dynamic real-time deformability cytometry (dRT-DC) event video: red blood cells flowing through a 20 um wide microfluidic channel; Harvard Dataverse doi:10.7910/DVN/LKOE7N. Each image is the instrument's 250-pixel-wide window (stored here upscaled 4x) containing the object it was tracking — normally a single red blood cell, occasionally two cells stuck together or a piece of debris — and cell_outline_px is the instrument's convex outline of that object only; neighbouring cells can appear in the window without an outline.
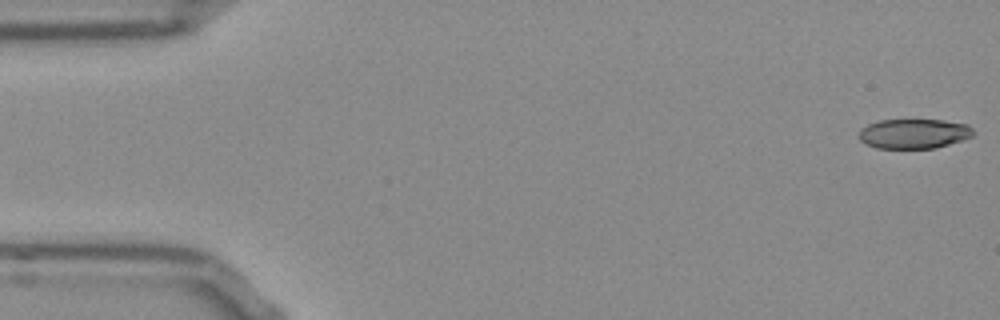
{"species": "Egyptian fruit bat (a non-hibernating species)", "species_latin": "Rousettus aegyptiacus", "temperature_condition": "room temperature", "stored_images_in_passage": 53, "camera_frame_rate_fps": 3000, "um_per_image_px": 0.085, "frame": {"image": 1, "passage_image": 1, "time_ms": 0.0, "image_size_px": [1000, 320], "cell_outline_px": [[976, 132], [972, 136], [936, 148], [876, 148], [860, 140], [860, 128], [868, 124], [880, 120], [944, 120], [968, 124]], "centroid_in_image_um": [77.7, 11.35], "position_along_channel_um": 7.3, "area_um2": 19.71}}
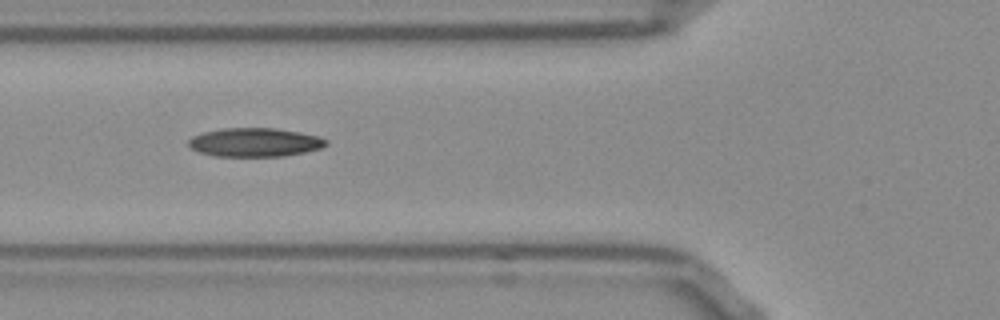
{"frame": {"image": 2, "passage_image": 19, "time_ms": 6.0, "image_size_px": [1000, 320], "cell_outline_px": [[328, 144], [320, 148], [304, 152], [284, 156], [216, 156], [200, 152], [192, 148], [188, 144], [188, 140], [192, 136], [204, 132], [220, 128], [276, 128], [300, 132], [320, 136], [328, 140]], "centroid_in_image_um": [21.68, 12.09], "position_along_channel_um": 104.1, "area_um2": 23.06}}
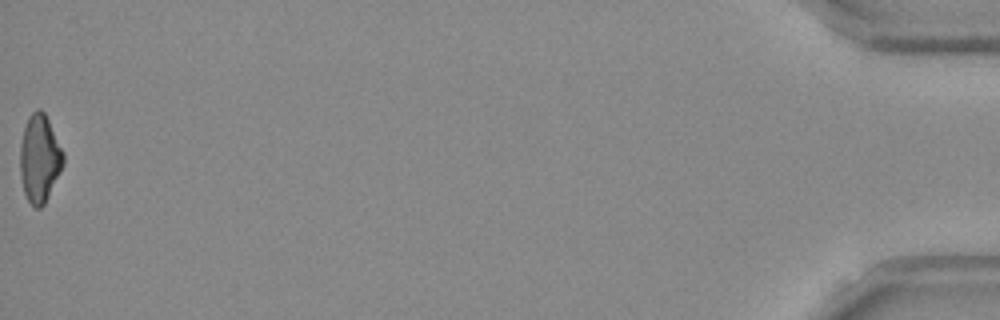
{"frame": {"image": 3, "passage_image": 53, "time_ms": 17.333, "image_size_px": [1000, 320], "cell_outline_px": [[64, 164], [44, 204], [40, 208], [36, 208], [28, 200], [24, 192], [20, 176], [20, 144], [24, 128], [28, 116], [36, 108], [40, 108], [44, 112], [64, 152]], "centroid_in_image_um": [3.36, 13.45], "position_along_channel_um": 431.8, "area_um2": 22.02}, "authors_computed_cell_mechanics": {"area_um2": 22.542, "velocity_mm_per_s": 3.8253, "shape_relaxation_time_tau1_ms": null, "shape_relaxation_time_tau2_ms": 4.8895, "deformation_change_tau1": null, "deformation_change_tau2": 0.1331}}